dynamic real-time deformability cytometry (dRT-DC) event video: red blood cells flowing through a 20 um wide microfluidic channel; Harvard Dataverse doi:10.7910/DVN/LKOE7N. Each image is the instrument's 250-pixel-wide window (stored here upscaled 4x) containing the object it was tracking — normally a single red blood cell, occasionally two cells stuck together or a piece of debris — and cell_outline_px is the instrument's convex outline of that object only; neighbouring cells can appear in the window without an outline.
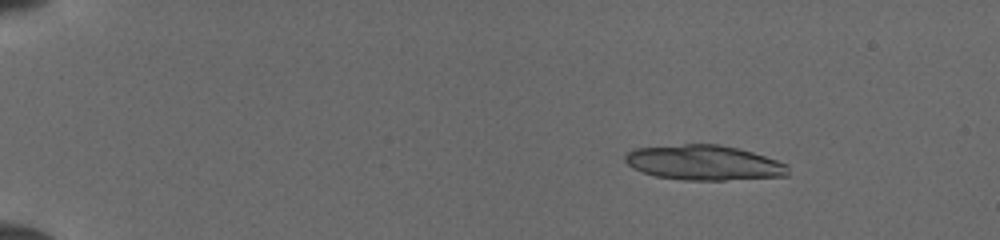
{"species": "common noctule bat (a hibernating species)", "species_latin": "Nyctalus noctula", "temperature_condition": "cold", "stored_images_in_passage": 25, "camera_frame_rate_fps": 3000, "um_per_image_px": 0.085, "animal": {"sex": "female", "body_mass_g": 19.5, "forearm_length_mm": 54.1}, "frame": {"image": 1, "passage_image": 7, "time_ms": 2.0, "image_size_px": [1000, 240], "cell_outline_px": [[788, 176], [724, 180], [684, 180], [656, 176], [632, 168], [624, 160], [624, 156], [628, 152], [636, 148], [684, 144], [716, 144], [736, 148], [752, 152], [788, 164]], "centroid_in_image_um": [59.83, 13.83], "position_along_channel_um": 25.2, "area_um2": 33.06}}